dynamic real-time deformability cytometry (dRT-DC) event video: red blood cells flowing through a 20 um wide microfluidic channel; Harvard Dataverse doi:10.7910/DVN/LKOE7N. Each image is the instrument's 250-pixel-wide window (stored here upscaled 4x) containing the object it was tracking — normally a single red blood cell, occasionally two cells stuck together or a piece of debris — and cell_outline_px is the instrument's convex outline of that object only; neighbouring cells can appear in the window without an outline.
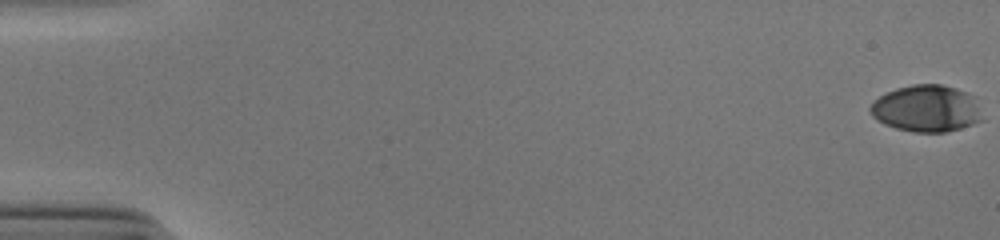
{"species": "human", "species_latin": "Homo sapiens", "temperature_condition": "cold", "stored_images_in_passage": 54, "camera_frame_rate_fps": 3000, "um_per_image_px": 0.085, "donor": {"sex": "male"}, "frame": {"image": 1, "passage_image": 1, "time_ms": 0.0, "image_size_px": [1000, 240], "cell_outline_px": [[984, 120], [960, 128], [944, 132], [912, 132], [896, 128], [884, 124], [876, 120], [872, 116], [868, 108], [880, 96], [896, 88], [912, 84], [940, 84], [956, 88], [976, 96]], "centroid_in_image_um": [78.78, 9.22], "position_along_channel_um": 6.2, "area_um2": 30.81}}
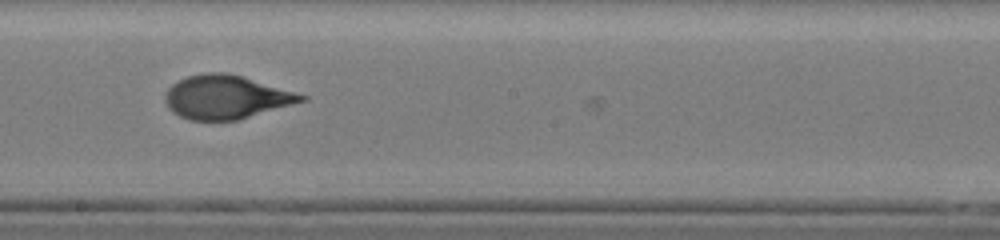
{"frame": {"image": 2, "passage_image": 32, "time_ms": 10.333, "image_size_px": [1000, 240], "cell_outline_px": [[308, 100], [236, 120], [188, 120], [172, 112], [168, 108], [164, 100], [164, 96], [168, 88], [172, 84], [188, 76], [204, 72], [224, 72], [244, 76], [308, 96]], "centroid_in_image_um": [19.2, 8.24], "position_along_channel_um": 229.0, "area_um2": 34.62}}
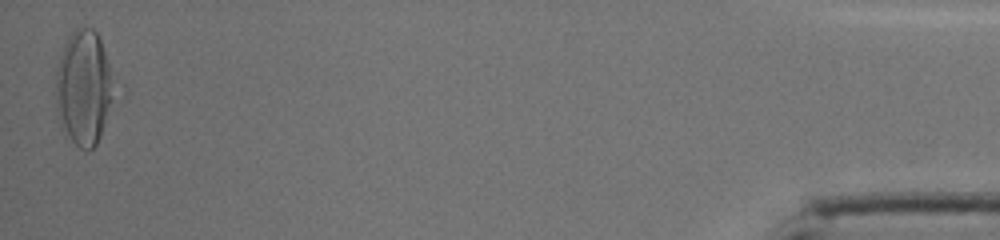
{"frame": {"image": 3, "passage_image": 54, "time_ms": 17.667, "image_size_px": [1000, 240], "cell_outline_px": [[116, 100], [100, 136], [96, 144], [92, 148], [84, 152], [72, 140], [56, 108], [56, 68], [64, 44], [72, 32], [76, 28], [92, 28], [96, 32], [100, 40], [116, 84]], "centroid_in_image_um": [7.18, 7.45], "position_along_channel_um": 428.0, "area_um2": 38.96}, "authors_computed_cell_mechanics": {"area_um2": 33.9864, "velocity_mm_per_s": 3.8909, "shape_relaxation_time_tau1_ms": 5.5582, "shape_relaxation_time_tau2_ms": 0.6953, "deformation_change_tau1": 0.2366, "deformation_change_tau2": 0.0645}}